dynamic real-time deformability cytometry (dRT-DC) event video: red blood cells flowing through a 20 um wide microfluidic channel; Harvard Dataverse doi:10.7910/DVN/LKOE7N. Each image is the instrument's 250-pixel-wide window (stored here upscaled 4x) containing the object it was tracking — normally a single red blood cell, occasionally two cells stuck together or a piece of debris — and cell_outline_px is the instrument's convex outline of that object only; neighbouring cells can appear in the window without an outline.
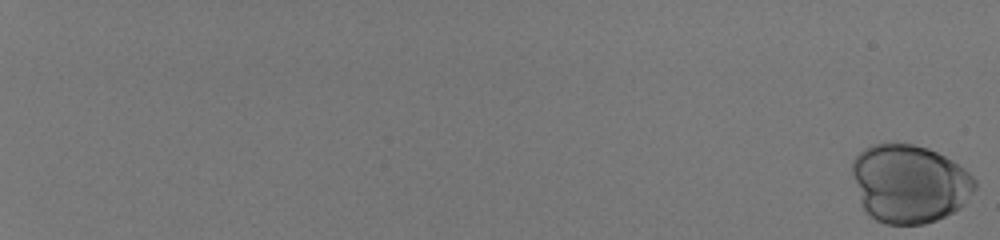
{"species": "human", "species_latin": "Homo sapiens", "temperature_condition": "room temperature", "stored_images_in_passage": 55, "camera_frame_rate_fps": 3000, "um_per_image_px": 0.085, "donor": {"sex": "male"}, "frame": {"image": 1, "passage_image": 1, "time_ms": 0.0, "image_size_px": [1000, 240], "cell_outline_px": [[976, 188], [968, 200], [960, 208], [936, 220], [924, 224], [884, 224], [876, 220], [864, 212], [860, 204], [852, 176], [852, 160], [864, 148], [872, 144], [912, 144], [928, 148], [952, 160], [964, 168], [976, 180]], "centroid_in_image_um": [77.28, 15.62], "position_along_channel_um": 7.7, "area_um2": 56.36}}
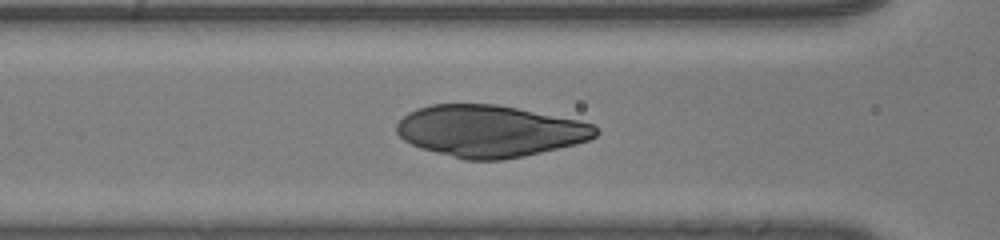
{"frame": {"image": 2, "passage_image": 32, "time_ms": 10.333, "image_size_px": [1000, 240], "cell_outline_px": [[600, 132], [596, 136], [588, 140], [576, 144], [524, 156], [500, 160], [464, 160], [420, 148], [404, 140], [396, 132], [396, 124], [408, 112], [416, 108], [432, 104], [496, 104], [580, 120], [592, 124]], "centroid_in_image_um": [41.62, 11.14], "position_along_channel_um": 125.0, "area_um2": 60.11}}
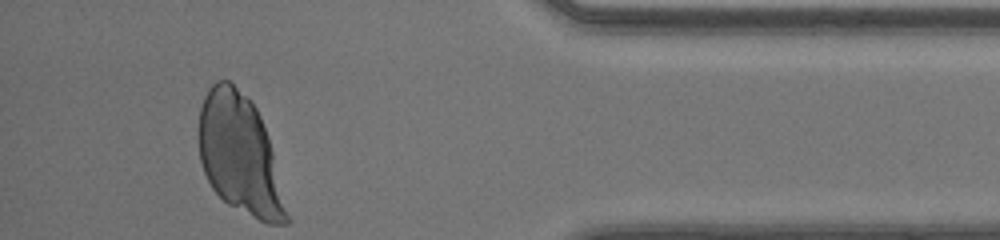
{"frame": {"image": 3, "passage_image": 55, "time_ms": 18.0, "image_size_px": [1000, 240], "cell_outline_px": [[292, 220], [288, 224], [268, 224], [228, 204], [212, 188], [204, 172], [200, 160], [200, 108], [204, 96], [208, 88], [216, 80], [228, 80], [256, 108], [260, 116], [268, 136]], "centroid_in_image_um": [20.42, 13.2], "position_along_channel_um": 414.8, "area_um2": 60.69}}